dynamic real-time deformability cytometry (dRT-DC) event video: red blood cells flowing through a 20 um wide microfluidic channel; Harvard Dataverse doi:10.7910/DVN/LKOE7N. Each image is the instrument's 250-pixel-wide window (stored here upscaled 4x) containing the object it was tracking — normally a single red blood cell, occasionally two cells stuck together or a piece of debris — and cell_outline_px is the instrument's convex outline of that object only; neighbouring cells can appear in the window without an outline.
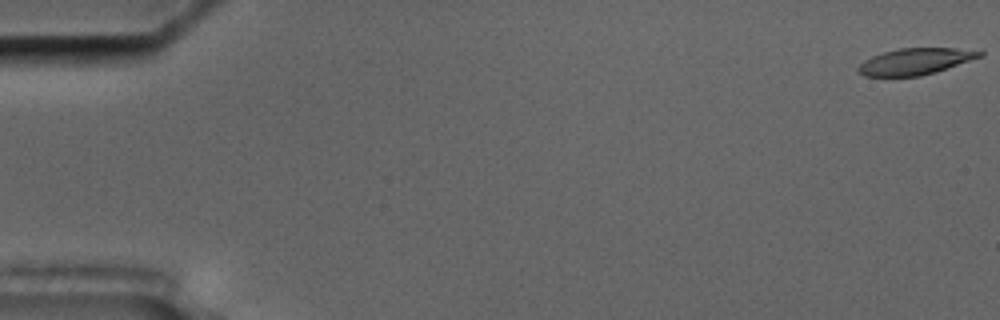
{"species": "common noctule bat (a hibernating species)", "species_latin": "Nyctalus noctula", "temperature_condition": "cold", "stored_images_in_passage": 58, "camera_frame_rate_fps": 3000, "um_per_image_px": 0.085, "animal": {"sex": "male", "body_mass_g": 17.5, "forearm_length_mm": 52.3}, "frame": {"image": 1, "passage_image": 1, "time_ms": 0.0, "image_size_px": [1000, 320], "cell_outline_px": [[984, 56], [936, 72], [920, 76], [864, 76], [856, 68], [864, 60], [872, 56], [884, 52], [900, 48], [956, 48], [984, 52]], "centroid_in_image_um": [77.82, 5.22], "position_along_channel_um": 7.2, "area_um2": 18.61}}
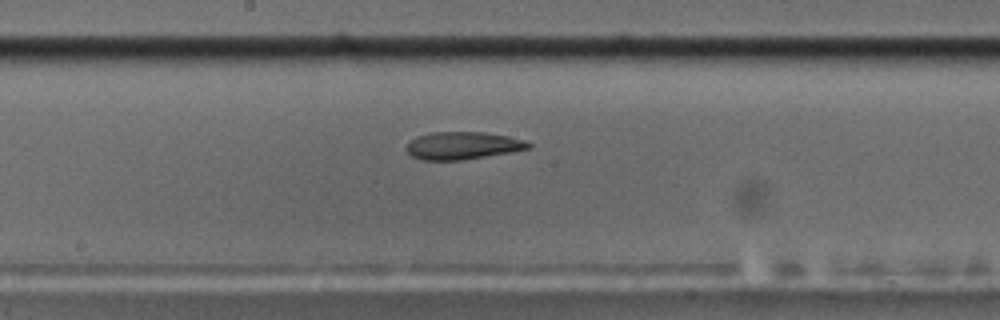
{"frame": {"image": 2, "passage_image": 31, "time_ms": 10.0, "image_size_px": [1000, 320], "cell_outline_px": [[532, 148], [460, 160], [420, 160], [412, 156], [404, 148], [416, 136], [428, 132], [484, 132], [508, 136], [524, 140], [532, 144]], "centroid_in_image_um": [39.3, 12.36], "position_along_channel_um": 208.9, "area_um2": 19.54}}
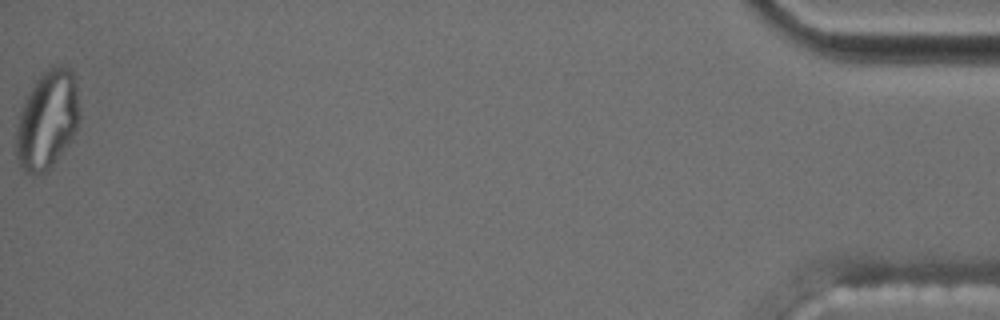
{"frame": {"image": 3, "passage_image": 58, "time_ms": 19.0, "image_size_px": [1000, 320], "cell_outline_px": [[80, 116], [76, 128], [72, 136], [52, 164], [44, 172], [36, 176], [24, 172], [20, 168], [16, 160], [16, 128], [20, 112], [36, 80], [52, 64], [60, 64], [68, 68], [72, 72], [80, 112]], "centroid_in_image_um": [3.99, 10.21], "position_along_channel_um": 431.2, "area_um2": 35.78}, "authors_computed_cell_mechanics": {"area_um2": 20.6057, "velocity_mm_per_s": 3.5315, "shape_relaxation_time_tau1_ms": null, "shape_relaxation_time_tau2_ms": 6.2586, "deformation_change_tau1": null, "deformation_change_tau2": 0.1371}}